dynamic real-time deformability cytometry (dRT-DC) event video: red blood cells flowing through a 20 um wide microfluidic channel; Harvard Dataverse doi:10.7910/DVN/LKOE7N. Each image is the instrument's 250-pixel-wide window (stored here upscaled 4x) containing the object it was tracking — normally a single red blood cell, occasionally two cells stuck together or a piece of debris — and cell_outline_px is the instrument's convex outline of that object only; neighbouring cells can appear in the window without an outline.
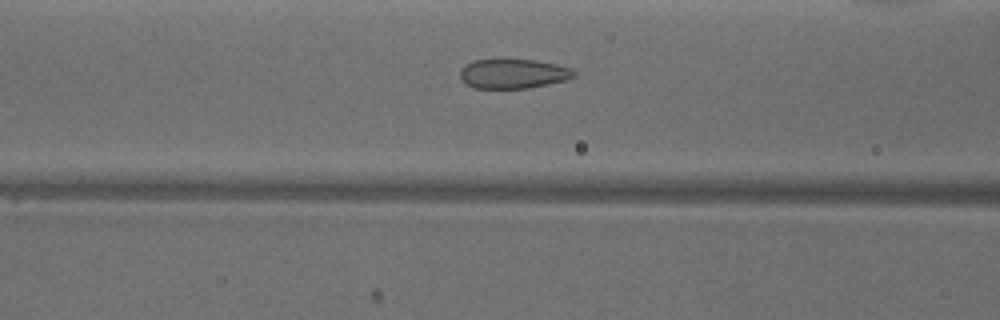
{"species": "common noctule bat (a hibernating species)", "species_latin": "Nyctalus noctula", "temperature_condition": "warm", "stored_images_in_passage": 39, "camera_frame_rate_fps": 3000, "um_per_image_px": 0.085, "animal": {"sex": "male", "body_mass_g": 18.8}, "frame": {"image": 1, "passage_image": 19, "time_ms": 6.0, "image_size_px": [1000, 320], "cell_outline_px": [[576, 76], [568, 80], [528, 88], [472, 88], [460, 76], [460, 68], [464, 64], [472, 60], [500, 56], [536, 60], [556, 64], [572, 68], [576, 72]], "centroid_in_image_um": [43.61, 6.21], "position_along_channel_um": 123.0, "area_um2": 20.58}}
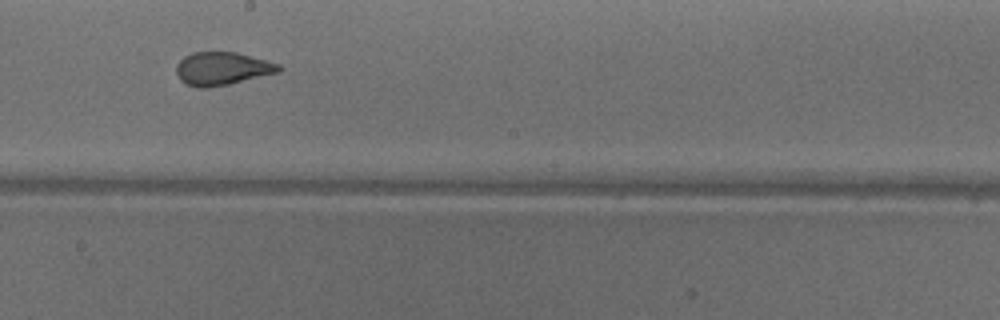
{"frame": {"image": 2, "passage_image": 27, "time_ms": 8.667, "image_size_px": [1000, 320], "cell_outline_px": [[284, 68], [280, 72], [228, 84], [208, 88], [200, 88], [184, 84], [180, 80], [176, 72], [176, 64], [184, 56], [192, 52], [236, 52], [280, 64]], "centroid_in_image_um": [18.87, 5.83], "position_along_channel_um": 229.3, "area_um2": 19.88}}
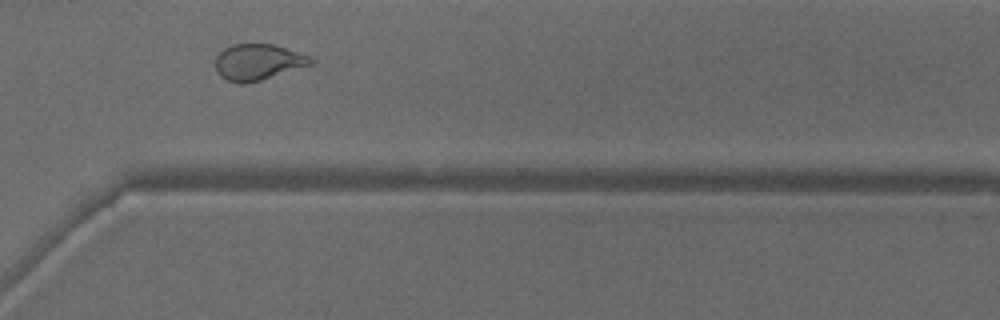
{"frame": {"image": 3, "passage_image": 36, "time_ms": 11.667, "image_size_px": [1000, 320], "cell_outline_px": [[316, 60], [312, 64], [260, 80], [244, 84], [240, 84], [228, 80], [220, 76], [216, 72], [216, 56], [224, 48], [232, 44], [272, 44], [308, 56]], "centroid_in_image_um": [21.89, 5.28], "position_along_channel_um": 348.7, "area_um2": 19.77}, "authors_computed_cell_mechanics": {"area_um2": 20.5768, "velocity_mm_per_s": 3.9818, "shape_relaxation_time_tau1_ms": null, "shape_relaxation_time_tau2_ms": 0.8641, "deformation_change_tau1": null, "deformation_change_tau2": 0.0797}}